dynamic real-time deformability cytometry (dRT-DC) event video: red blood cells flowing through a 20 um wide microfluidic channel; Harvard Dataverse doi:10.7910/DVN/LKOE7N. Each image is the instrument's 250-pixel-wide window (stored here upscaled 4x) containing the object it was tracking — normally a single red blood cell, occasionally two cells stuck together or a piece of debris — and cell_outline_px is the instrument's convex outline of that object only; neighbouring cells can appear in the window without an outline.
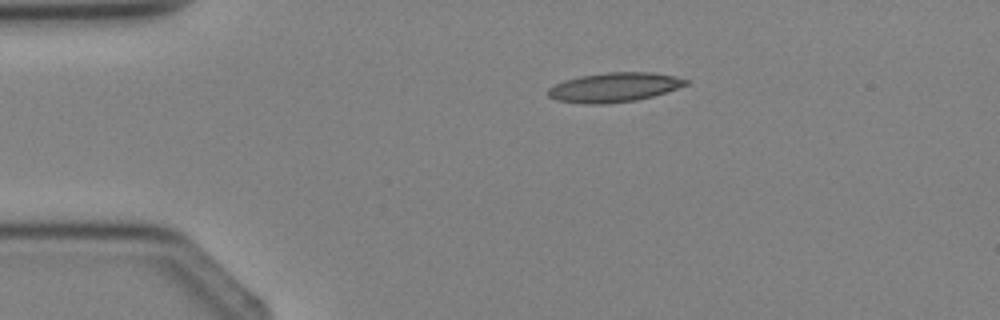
{"species": "Egyptian fruit bat (a non-hibernating species)", "species_latin": "Rousettus aegyptiacus", "temperature_condition": "cold", "stored_images_in_passage": 2, "camera_frame_rate_fps": 3000, "um_per_image_px": 0.085, "animal": {"sex": "female"}, "frame": {"image": 1, "passage_image": 1, "time_ms": 0.0, "image_size_px": [1000, 320], "cell_outline_px": [[688, 84], [652, 96], [636, 100], [604, 104], [588, 104], [556, 100], [548, 96], [548, 88], [564, 80], [580, 76], [608, 72], [652, 72], [676, 76], [688, 80]], "centroid_in_image_um": [52.19, 7.41], "position_along_channel_um": 32.8, "area_um2": 23.41}}